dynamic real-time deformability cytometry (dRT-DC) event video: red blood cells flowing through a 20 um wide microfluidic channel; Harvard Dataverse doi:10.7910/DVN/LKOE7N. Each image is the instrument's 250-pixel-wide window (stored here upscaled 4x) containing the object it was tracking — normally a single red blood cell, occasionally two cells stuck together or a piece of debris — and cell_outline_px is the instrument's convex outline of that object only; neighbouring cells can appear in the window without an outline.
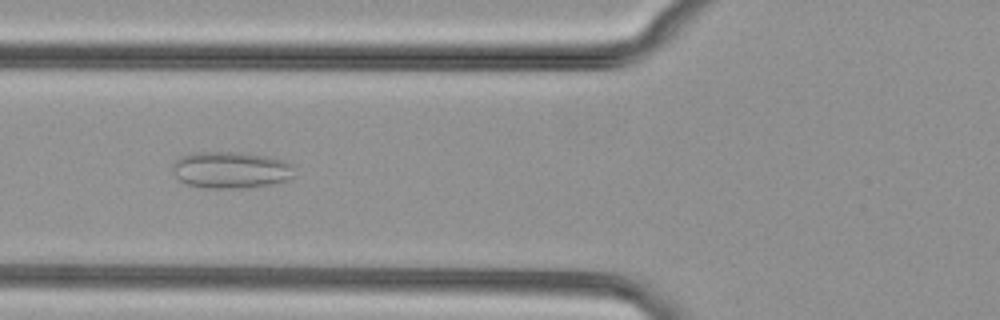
{"species": "common noctule bat (a hibernating species)", "species_latin": "Nyctalus noctula", "temperature_condition": "cold", "stored_images_in_passage": 50, "camera_frame_rate_fps": 3000, "um_per_image_px": 0.085, "animal": {"sex": "female", "body_mass_g": 29.2, "forearm_length_mm": 56.3}, "frame": {"image": 1, "passage_image": 19, "time_ms": 6.0, "image_size_px": [1000, 320], "cell_outline_px": [[296, 176], [292, 180], [272, 184], [240, 188], [208, 188], [188, 184], [180, 180], [172, 172], [172, 164], [180, 156], [188, 152], [240, 152], [268, 156], [284, 160], [292, 164]], "centroid_in_image_um": [19.66, 14.43], "position_along_channel_um": 106.1, "area_um2": 26.53}}
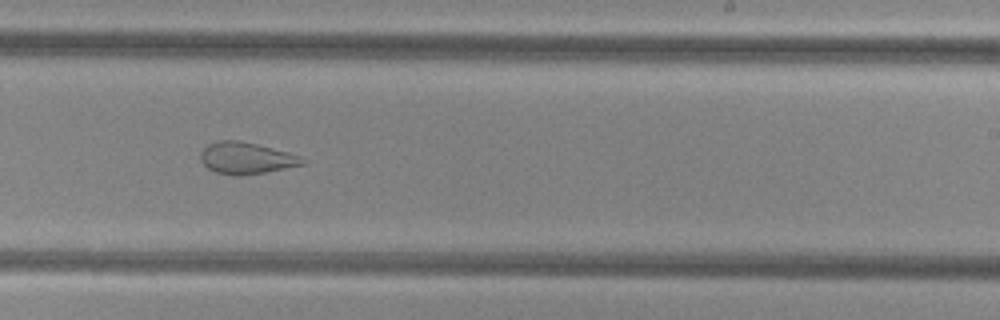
{"frame": {"image": 2, "passage_image": 31, "time_ms": 10.0, "image_size_px": [1000, 320], "cell_outline_px": [[308, 160], [304, 164], [264, 172], [240, 176], [232, 176], [216, 172], [208, 168], [200, 160], [200, 152], [208, 144], [216, 140], [240, 140], [288, 152], [300, 156]], "centroid_in_image_um": [20.91, 13.43], "position_along_channel_um": 268.1, "area_um2": 18.84}}
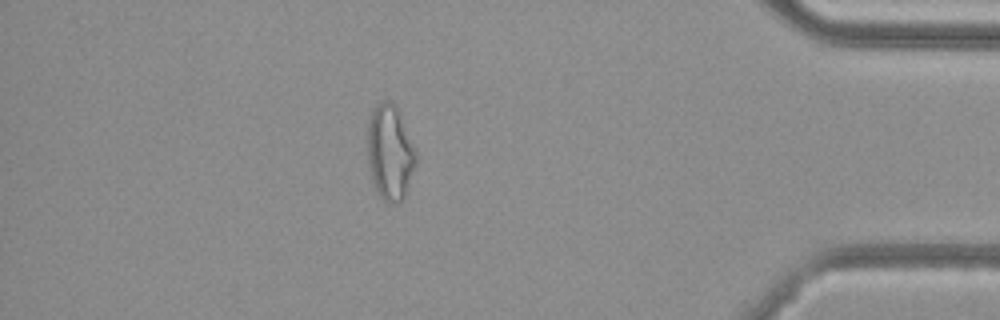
{"frame": {"image": 3, "passage_image": 44, "time_ms": 14.333, "image_size_px": [1000, 320], "cell_outline_px": [[416, 164], [404, 200], [396, 204], [388, 204], [380, 196], [372, 184], [368, 164], [364, 140], [368, 116], [372, 108], [380, 100], [388, 100], [396, 108], [416, 152]], "centroid_in_image_um": [33.07, 12.98], "position_along_channel_um": 402.1, "area_um2": 27.69}}